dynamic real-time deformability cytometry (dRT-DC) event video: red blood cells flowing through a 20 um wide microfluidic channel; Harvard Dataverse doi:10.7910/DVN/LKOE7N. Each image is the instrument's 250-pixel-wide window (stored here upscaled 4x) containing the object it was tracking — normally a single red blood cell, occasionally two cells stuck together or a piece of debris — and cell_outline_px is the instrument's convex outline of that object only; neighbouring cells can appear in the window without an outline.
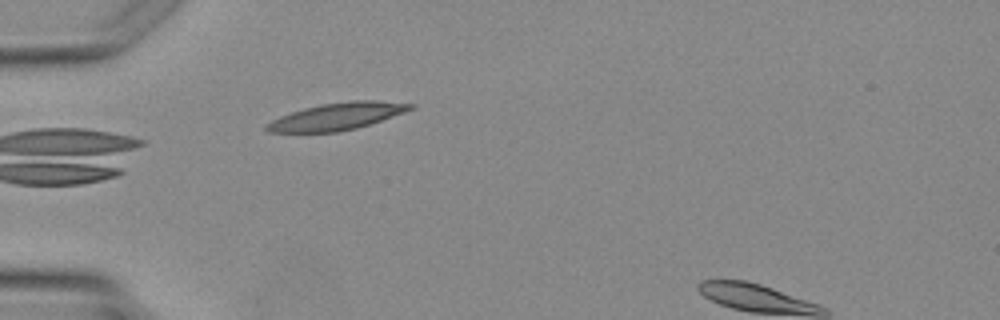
{"species": "Egyptian fruit bat (a non-hibernating species)", "species_latin": "Rousettus aegyptiacus", "temperature_condition": "warm", "stored_images_in_passage": 5, "segment_of_instrument_passage": [1, 2], "camera_frame_rate_fps": 3000, "um_per_image_px": 0.085, "animal": {"sex": "female"}, "frame": {"image": 1, "passage_image": 4, "time_ms": 3.667, "image_size_px": [1000, 320], "cell_outline_px": [[416, 108], [356, 128], [336, 132], [268, 132], [264, 128], [264, 124], [280, 116], [304, 108], [320, 104], [352, 100], [380, 100], [416, 104]], "centroid_in_image_um": [28.64, 9.88], "position_along_channel_um": 56.4, "area_um2": 22.66}}